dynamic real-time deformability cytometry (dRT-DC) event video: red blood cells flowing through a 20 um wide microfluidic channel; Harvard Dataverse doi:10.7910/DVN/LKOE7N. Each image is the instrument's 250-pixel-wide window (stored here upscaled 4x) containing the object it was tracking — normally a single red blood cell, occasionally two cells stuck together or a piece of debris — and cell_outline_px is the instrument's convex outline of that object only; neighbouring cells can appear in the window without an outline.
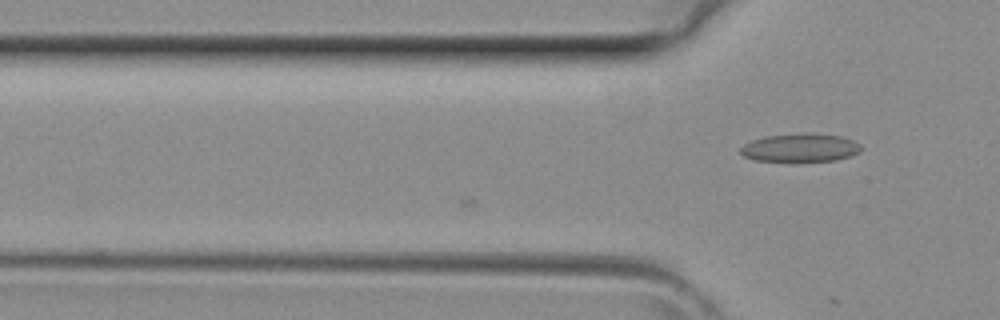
{"species": "common noctule bat (a hibernating species)", "species_latin": "Nyctalus noctula", "temperature_condition": "room temperature", "stored_images_in_passage": 5, "camera_frame_rate_fps": 3000, "um_per_image_px": 0.085, "animal": {"sex": "female", "body_mass_g": 29.2, "forearm_length_mm": 56.3}, "frame": {"image": 1, "passage_image": 5, "time_ms": 1.333, "image_size_px": [1000, 320], "cell_outline_px": [[860, 152], [852, 156], [836, 160], [752, 160], [744, 156], [740, 152], [740, 148], [744, 144], [752, 140], [768, 136], [840, 136], [852, 140], [860, 144]], "centroid_in_image_um": [68.01, 12.6], "position_along_channel_um": 57.8, "area_um2": 18.55}}